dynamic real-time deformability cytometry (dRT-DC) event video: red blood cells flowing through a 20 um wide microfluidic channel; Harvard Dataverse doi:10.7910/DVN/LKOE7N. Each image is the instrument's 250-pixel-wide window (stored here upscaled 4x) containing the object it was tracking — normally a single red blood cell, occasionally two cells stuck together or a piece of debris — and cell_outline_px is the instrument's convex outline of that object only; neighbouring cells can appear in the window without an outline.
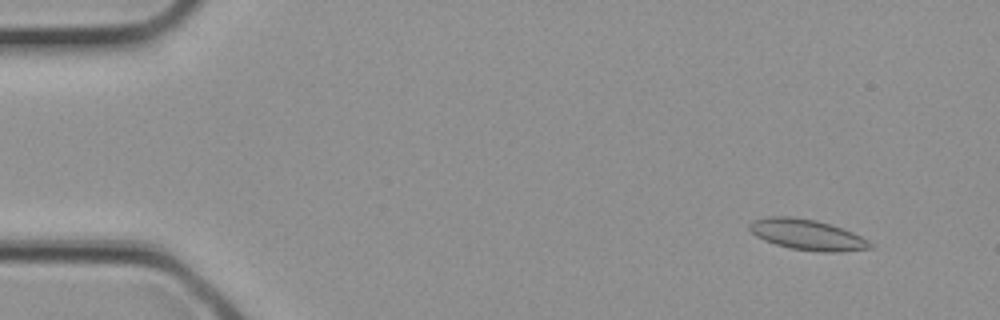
{"species": "common noctule bat (a hibernating species)", "species_latin": "Nyctalus noctula", "temperature_condition": "cold", "stored_images_in_passage": 4, "camera_frame_rate_fps": 3000, "um_per_image_px": 0.085, "animal": {"sex": "female", "body_mass_g": 21.9}, "frame": {"image": 1, "passage_image": 4, "time_ms": 1.0, "image_size_px": [1000, 320], "cell_outline_px": [[872, 248], [840, 252], [824, 252], [792, 248], [776, 244], [764, 240], [756, 236], [748, 228], [748, 224], [752, 220], [768, 216], [788, 216], [816, 220], [852, 232], [868, 240], [872, 244]], "centroid_in_image_um": [68.58, 19.94], "position_along_channel_um": 16.4, "area_um2": 21.33}}